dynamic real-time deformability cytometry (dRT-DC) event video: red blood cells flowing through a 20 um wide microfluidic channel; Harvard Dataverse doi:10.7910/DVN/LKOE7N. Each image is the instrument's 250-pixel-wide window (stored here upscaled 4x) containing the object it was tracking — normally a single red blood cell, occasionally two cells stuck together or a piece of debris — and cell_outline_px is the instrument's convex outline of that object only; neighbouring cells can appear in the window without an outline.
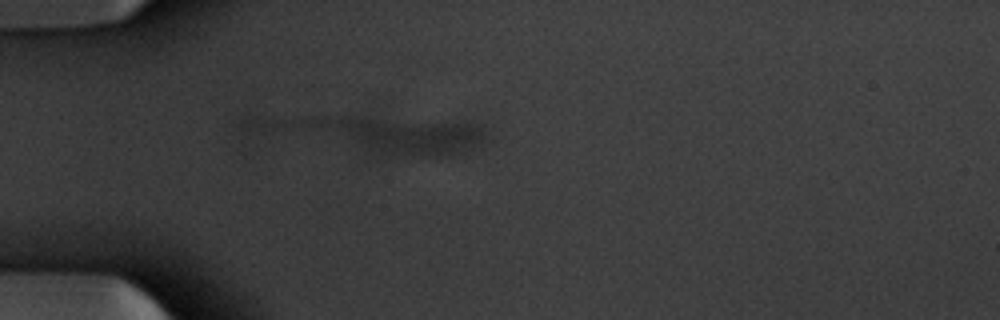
{"species": "common noctule bat (a hibernating species)", "species_latin": "Nyctalus noctula", "temperature_condition": "warm", "stored_images_in_passage": 12, "segment_of_instrument_passage": [2, 2], "camera_frame_rate_fps": 3000, "um_per_image_px": 0.085, "animal": {"sex": "male", "body_mass_g": 20.1, "forearm_length_mm": 53.5}, "frame": {"image": 1, "passage_image": 12, "time_ms": 3.667, "image_size_px": [1000, 320], "cell_outline_px": [[488, 144], [464, 152], [392, 156], [380, 152], [372, 148], [352, 136], [336, 124], [336, 120], [344, 116], [368, 116], [468, 120], [480, 124], [488, 128]], "centroid_in_image_um": [35.3, 11.43], "position_along_channel_um": 49.7, "area_um2": 33.29}}